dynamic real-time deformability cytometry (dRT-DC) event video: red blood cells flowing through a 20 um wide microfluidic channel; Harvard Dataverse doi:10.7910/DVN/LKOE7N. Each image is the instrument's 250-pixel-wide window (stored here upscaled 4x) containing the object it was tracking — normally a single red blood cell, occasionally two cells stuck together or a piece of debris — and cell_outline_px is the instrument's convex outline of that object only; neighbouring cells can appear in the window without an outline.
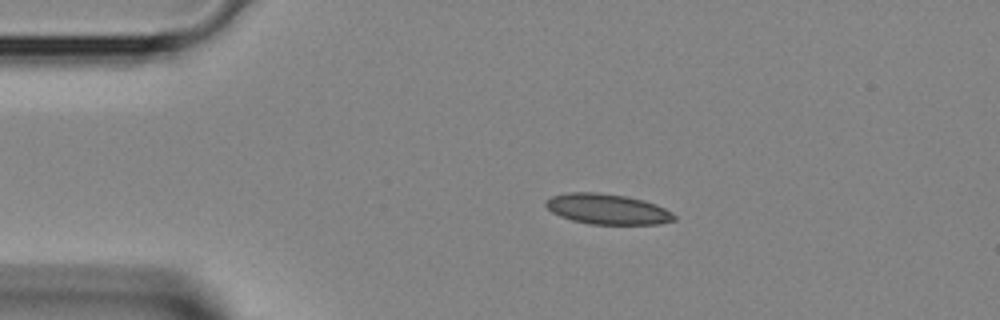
{"species": "Egyptian fruit bat (a non-hibernating species)", "species_latin": "Rousettus aegyptiacus", "temperature_condition": "room temperature", "stored_images_in_passage": 2, "camera_frame_rate_fps": 3000, "um_per_image_px": 0.085, "animal": {"sex": "female"}, "frame": {"image": 1, "passage_image": 1, "time_ms": 0.0, "image_size_px": [1000, 320], "cell_outline_px": [[676, 220], [660, 224], [592, 224], [572, 220], [560, 216], [552, 212], [544, 204], [552, 196], [568, 192], [596, 192], [628, 196], [644, 200], [656, 204], [672, 212], [676, 216]], "centroid_in_image_um": [51.66, 17.77], "position_along_channel_um": 33.3, "area_um2": 22.77}}